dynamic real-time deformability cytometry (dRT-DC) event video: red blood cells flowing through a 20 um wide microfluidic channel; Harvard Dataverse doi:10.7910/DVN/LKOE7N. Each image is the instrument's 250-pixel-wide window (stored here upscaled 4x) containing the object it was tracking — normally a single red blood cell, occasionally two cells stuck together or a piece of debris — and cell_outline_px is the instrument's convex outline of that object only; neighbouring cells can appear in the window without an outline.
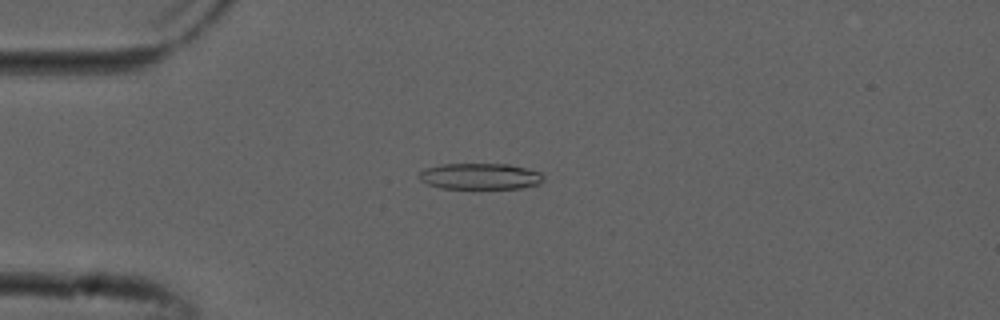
{"species": "common noctule bat (a hibernating species)", "species_latin": "Nyctalus noctula", "temperature_condition": "cold", "stored_images_in_passage": 27, "camera_frame_rate_fps": 3000, "um_per_image_px": 0.085, "animal": {"sex": "male", "forearm_length_mm": 52.5}, "frame": {"image": 1, "passage_image": 14, "time_ms": 4.333, "image_size_px": [1000, 320], "cell_outline_px": [[544, 180], [540, 184], [520, 188], [440, 188], [428, 184], [420, 180], [416, 176], [424, 168], [440, 164], [508, 164], [528, 168], [540, 172], [544, 176]], "centroid_in_image_um": [40.8, 14.98], "position_along_channel_um": 44.2, "area_um2": 19.13}}
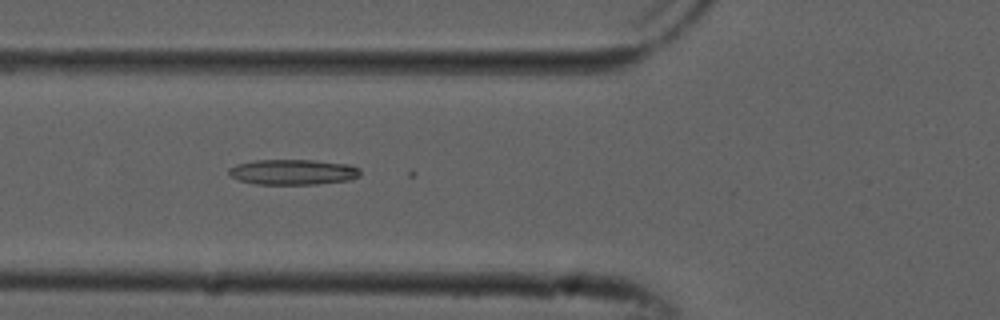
{"frame": {"image": 2, "passage_image": 20, "time_ms": 6.333, "image_size_px": [1000, 320], "cell_outline_px": [[360, 176], [348, 180], [316, 184], [256, 184], [240, 180], [232, 176], [228, 172], [228, 168], [236, 164], [256, 160], [312, 160], [348, 164], [360, 168]], "centroid_in_image_um": [24.91, 14.62], "position_along_channel_um": 100.9, "area_um2": 19.36}}
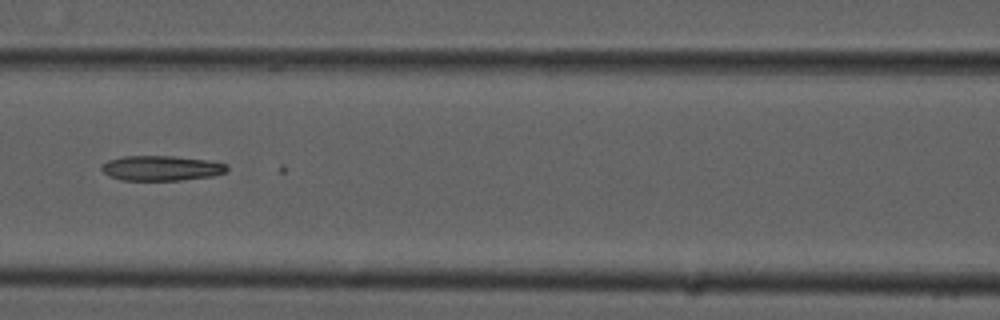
{"frame": {"image": 3, "passage_image": 24, "time_ms": 7.667, "image_size_px": [1000, 320], "cell_outline_px": [[228, 168], [224, 172], [212, 176], [180, 180], [120, 180], [104, 172], [100, 168], [108, 160], [124, 156], [172, 156], [204, 160], [228, 164]], "centroid_in_image_um": [13.7, 14.29], "position_along_channel_um": 152.9, "area_um2": 17.98}}